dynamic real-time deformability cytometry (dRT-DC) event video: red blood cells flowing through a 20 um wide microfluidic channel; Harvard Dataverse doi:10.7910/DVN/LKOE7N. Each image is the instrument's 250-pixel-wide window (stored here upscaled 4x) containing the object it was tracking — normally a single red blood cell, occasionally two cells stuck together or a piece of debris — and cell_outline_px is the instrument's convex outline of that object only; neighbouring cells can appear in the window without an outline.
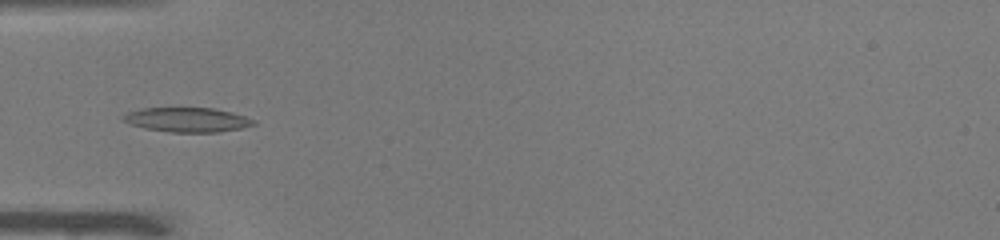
{"species": "common noctule bat (a hibernating species)", "species_latin": "Nyctalus noctula", "temperature_condition": "warm", "stored_images_in_passage": 36, "camera_frame_rate_fps": 3000, "um_per_image_px": 0.085, "animal": {"sex": "male", "body_mass_g": 19.0, "forearm_length_mm": 50.8}, "frame": {"image": 1, "passage_image": 2, "time_ms": 0.333, "image_size_px": [1000, 240], "cell_outline_px": [[256, 124], [240, 128], [220, 132], [172, 132], [144, 128], [132, 124], [124, 120], [120, 116], [128, 112], [140, 108], [212, 108], [232, 112], [256, 120]], "centroid_in_image_um": [15.92, 10.17], "position_along_channel_um": 69.1, "area_um2": 18.5}}
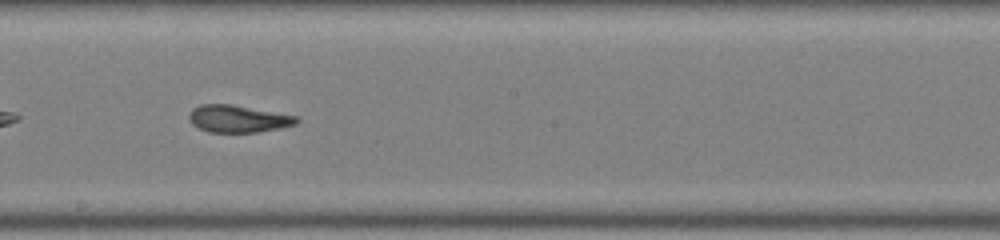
{"frame": {"image": 2, "passage_image": 14, "time_ms": 4.333, "image_size_px": [1000, 240], "cell_outline_px": [[300, 120], [296, 124], [280, 128], [256, 132], [208, 132], [192, 124], [188, 120], [188, 116], [192, 108], [200, 104], [232, 104], [296, 116]], "centroid_in_image_um": [20.2, 10.09], "position_along_channel_um": 228.0, "area_um2": 17.05}}
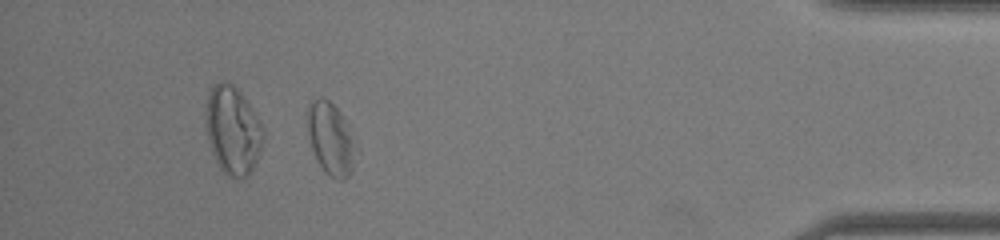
{"frame": {"image": 3, "passage_image": 31, "time_ms": 10.0, "image_size_px": [1000, 240], "cell_outline_px": [[360, 148], [352, 172], [344, 180], [336, 180], [324, 172], [316, 160], [308, 136], [308, 104], [312, 100], [320, 96], [324, 96], [344, 116], [356, 132], [360, 140]], "centroid_in_image_um": [28.23, 11.82], "position_along_channel_um": 407.0, "area_um2": 21.85}, "authors_computed_cell_mechanics": {"area_um2": 18.2937, "velocity_mm_per_s": 3.9838, "shape_relaxation_time_tau1_ms": 6.6713, "shape_relaxation_time_tau2_ms": 2.5972, "deformation_change_tau1": 0.147, "deformation_change_tau2": 0.1181}}